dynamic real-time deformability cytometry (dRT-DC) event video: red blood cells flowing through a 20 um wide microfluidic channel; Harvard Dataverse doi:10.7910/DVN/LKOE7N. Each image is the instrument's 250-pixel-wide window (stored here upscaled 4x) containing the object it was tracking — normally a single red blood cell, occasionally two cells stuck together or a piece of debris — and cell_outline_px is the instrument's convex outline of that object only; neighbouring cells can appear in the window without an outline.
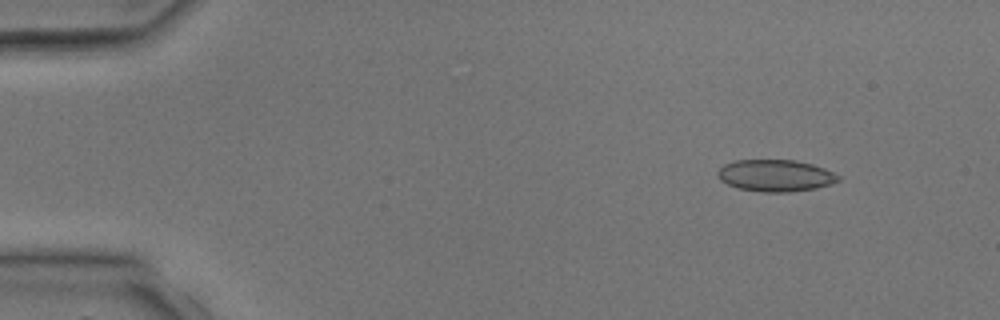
{"species": "common noctule bat (a hibernating species)", "species_latin": "Nyctalus noctula", "temperature_condition": "room temperature", "stored_images_in_passage": 3, "camera_frame_rate_fps": 3000, "um_per_image_px": 0.085, "animal": {"sex": "male", "body_mass_g": 17.9, "forearm_length_mm": 54.2}, "frame": {"image": 1, "passage_image": 1, "time_ms": 0.0, "image_size_px": [1000, 320], "cell_outline_px": [[840, 180], [832, 184], [816, 188], [788, 192], [764, 192], [740, 188], [728, 184], [720, 180], [716, 176], [716, 172], [724, 164], [736, 160], [796, 160], [812, 164], [824, 168], [840, 176]], "centroid_in_image_um": [65.91, 14.92], "position_along_channel_um": 19.1, "area_um2": 22.37}}
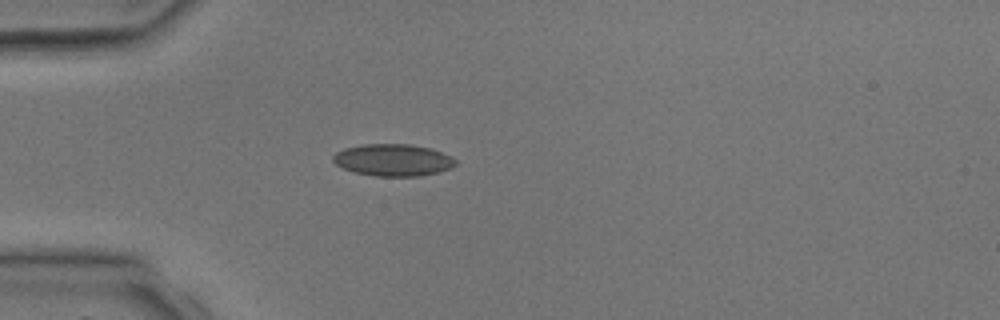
{"frame": {"image": 2, "passage_image": 3, "time_ms": 2.333, "image_size_px": [1000, 320], "cell_outline_px": [[456, 164], [440, 172], [420, 176], [372, 176], [356, 172], [344, 168], [336, 164], [332, 160], [332, 156], [336, 152], [344, 148], [364, 144], [408, 144], [432, 148], [452, 156], [456, 160]], "centroid_in_image_um": [33.42, 13.6], "position_along_channel_um": 51.6, "area_um2": 22.89}}